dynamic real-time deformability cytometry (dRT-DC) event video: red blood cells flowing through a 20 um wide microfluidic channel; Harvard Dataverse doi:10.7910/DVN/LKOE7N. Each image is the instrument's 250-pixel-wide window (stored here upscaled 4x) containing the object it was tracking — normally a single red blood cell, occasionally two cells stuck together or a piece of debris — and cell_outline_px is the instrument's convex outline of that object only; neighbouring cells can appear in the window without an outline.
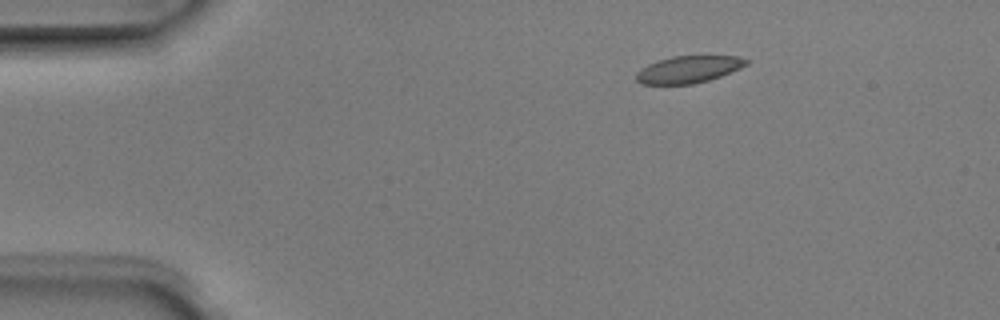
{"species": "Egyptian fruit bat (a non-hibernating species)", "species_latin": "Rousettus aegyptiacus", "temperature_condition": "room temperature", "stored_images_in_passage": 3, "camera_frame_rate_fps": 3000, "um_per_image_px": 0.085, "animal": {"sex": "male"}, "frame": {"image": 1, "passage_image": 1, "time_ms": 0.0, "image_size_px": [1000, 320], "cell_outline_px": [[748, 64], [740, 68], [720, 76], [708, 80], [692, 84], [640, 84], [636, 80], [636, 72], [640, 68], [648, 64], [672, 56], [736, 56], [748, 60]], "centroid_in_image_um": [58.49, 5.9], "position_along_channel_um": 26.5, "area_um2": 17.22}}
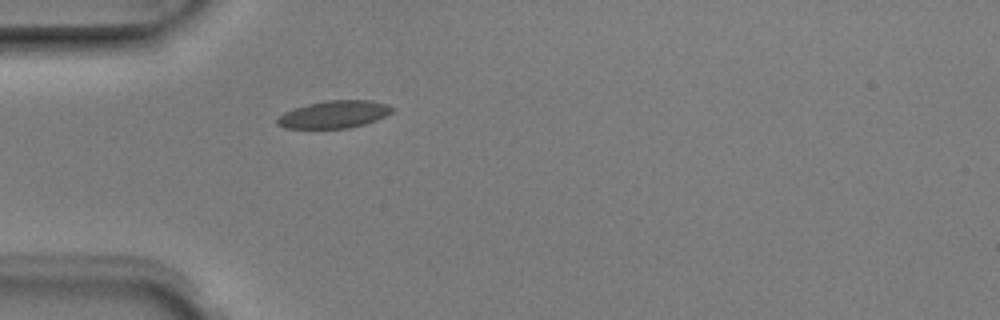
{"frame": {"image": 2, "passage_image": 3, "time_ms": 0.667, "image_size_px": [1000, 320], "cell_outline_px": [[396, 108], [392, 112], [376, 120], [364, 124], [348, 128], [284, 128], [276, 124], [276, 116], [284, 112], [308, 104], [328, 100], [372, 100], [388, 104]], "centroid_in_image_um": [28.4, 9.72], "position_along_channel_um": 56.6, "area_um2": 18.44}}